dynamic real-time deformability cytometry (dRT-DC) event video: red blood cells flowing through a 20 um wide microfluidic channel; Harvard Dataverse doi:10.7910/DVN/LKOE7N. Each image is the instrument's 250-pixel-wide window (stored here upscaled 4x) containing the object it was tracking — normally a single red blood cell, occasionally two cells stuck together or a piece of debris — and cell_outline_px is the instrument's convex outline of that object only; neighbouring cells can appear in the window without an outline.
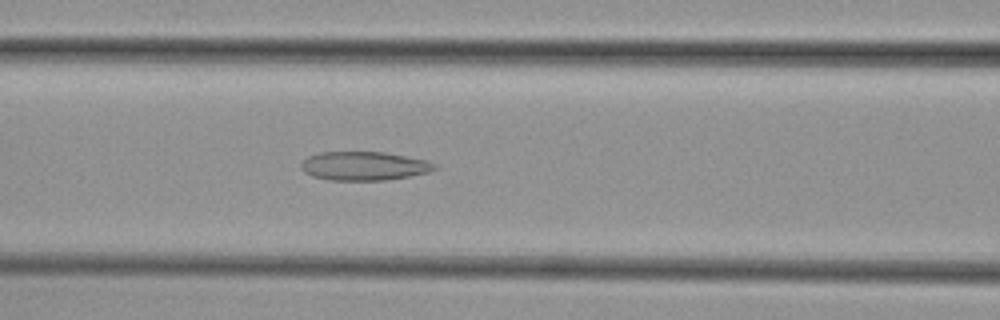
{"species": "common noctule bat (a hibernating species)", "species_latin": "Nyctalus noctula", "temperature_condition": "cold", "stored_images_in_passage": 54, "camera_frame_rate_fps": 3000, "um_per_image_px": 0.085, "animal": {"sex": "female", "body_mass_g": 29.2, "forearm_length_mm": 56.3}, "frame": {"image": 1, "passage_image": 22, "time_ms": 7.0, "image_size_px": [1000, 320], "cell_outline_px": [[436, 168], [428, 172], [412, 176], [384, 180], [328, 180], [312, 176], [304, 172], [300, 168], [300, 164], [308, 156], [320, 152], [384, 152], [424, 160], [436, 164]], "centroid_in_image_um": [30.9, 14.11], "position_along_channel_um": 135.7, "area_um2": 22.31}}
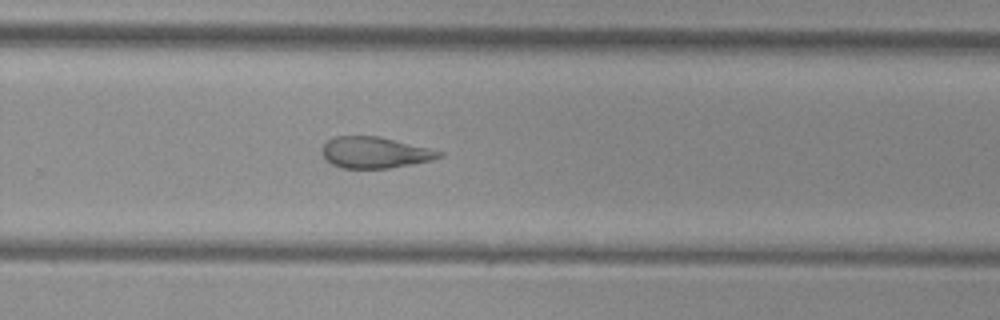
{"frame": {"image": 2, "passage_image": 35, "time_ms": 11.333, "image_size_px": [1000, 320], "cell_outline_px": [[444, 156], [432, 160], [388, 168], [340, 168], [324, 160], [320, 148], [328, 140], [336, 136], [380, 136], [444, 152]], "centroid_in_image_um": [31.82, 12.96], "position_along_channel_um": 298.0, "area_um2": 21.39}}
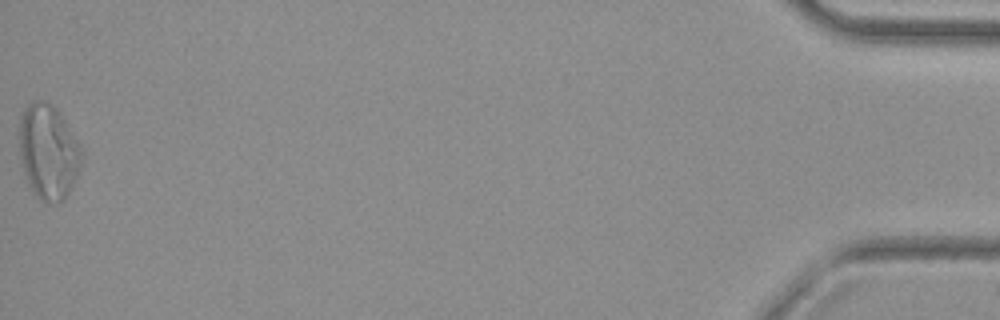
{"frame": {"image": 3, "passage_image": 54, "time_ms": 17.667, "image_size_px": [1000, 320], "cell_outline_px": [[80, 164], [76, 176], [64, 200], [60, 204], [56, 204], [40, 200], [36, 196], [28, 184], [24, 172], [20, 152], [20, 120], [28, 104], [32, 100], [44, 100], [52, 104], [56, 108], [64, 120], [80, 148]], "centroid_in_image_um": [4.08, 12.92], "position_along_channel_um": 431.1, "area_um2": 33.7}, "authors_computed_cell_mechanics": {"area_um2": 24.6806, "velocity_mm_per_s": 3.7503, "shape_relaxation_time_tau1_ms": null, "shape_relaxation_time_tau2_ms": 3.7512, "deformation_change_tau1": null, "deformation_change_tau2": 0.1295}}